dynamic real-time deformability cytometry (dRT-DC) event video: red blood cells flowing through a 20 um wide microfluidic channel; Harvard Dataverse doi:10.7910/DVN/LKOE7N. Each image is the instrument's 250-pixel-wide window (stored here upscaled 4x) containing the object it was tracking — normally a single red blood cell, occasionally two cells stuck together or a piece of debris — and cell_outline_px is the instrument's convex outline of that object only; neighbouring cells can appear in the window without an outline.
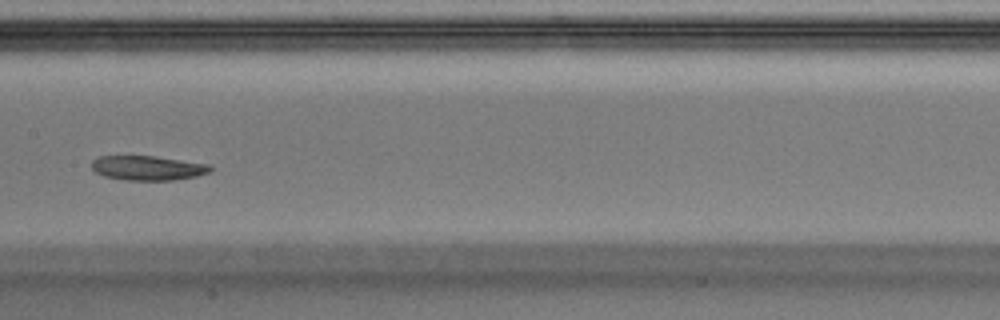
{"species": "Egyptian fruit bat (a non-hibernating species)", "species_latin": "Rousettus aegyptiacus", "temperature_condition": "warm", "stored_images_in_passage": 34, "camera_frame_rate_fps": 3000, "um_per_image_px": 0.085, "animal": {"sex": "male"}, "frame": {"image": 1, "passage_image": 20, "time_ms": 6.333, "image_size_px": [1000, 320], "cell_outline_px": [[212, 168], [208, 172], [196, 176], [172, 180], [124, 180], [104, 176], [96, 172], [92, 168], [92, 160], [100, 156], [156, 156], [208, 164]], "centroid_in_image_um": [12.53, 14.27], "position_along_channel_um": 194.9, "area_um2": 16.82}, "authors_computed_cell_mechanics": {"area_um2": 17.5712, "velocity_mm_per_s": 4.0084, "shape_relaxation_time_tau1_ms": 8.9071, "shape_relaxation_time_tau2_ms": null, "deformation_change_tau1": 0.23, "deformation_change_tau2": null}}